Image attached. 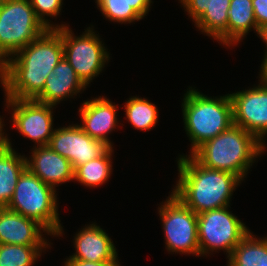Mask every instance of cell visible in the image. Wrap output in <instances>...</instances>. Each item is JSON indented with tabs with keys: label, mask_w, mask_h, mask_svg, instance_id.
<instances>
[{
	"label": "cell",
	"mask_w": 267,
	"mask_h": 266,
	"mask_svg": "<svg viewBox=\"0 0 267 266\" xmlns=\"http://www.w3.org/2000/svg\"><path fill=\"white\" fill-rule=\"evenodd\" d=\"M32 149L31 158L26 157V167L45 184L56 190L59 184L74 179V169L68 159L49 146H35Z\"/></svg>",
	"instance_id": "obj_16"
},
{
	"label": "cell",
	"mask_w": 267,
	"mask_h": 266,
	"mask_svg": "<svg viewBox=\"0 0 267 266\" xmlns=\"http://www.w3.org/2000/svg\"><path fill=\"white\" fill-rule=\"evenodd\" d=\"M233 124L253 134L263 145L267 135V84L229 94Z\"/></svg>",
	"instance_id": "obj_11"
},
{
	"label": "cell",
	"mask_w": 267,
	"mask_h": 266,
	"mask_svg": "<svg viewBox=\"0 0 267 266\" xmlns=\"http://www.w3.org/2000/svg\"><path fill=\"white\" fill-rule=\"evenodd\" d=\"M62 36L63 57L73 67L81 81L88 86L110 59L104 44L92 27L81 36H74L68 26L56 29ZM107 61V62H106Z\"/></svg>",
	"instance_id": "obj_8"
},
{
	"label": "cell",
	"mask_w": 267,
	"mask_h": 266,
	"mask_svg": "<svg viewBox=\"0 0 267 266\" xmlns=\"http://www.w3.org/2000/svg\"><path fill=\"white\" fill-rule=\"evenodd\" d=\"M252 6L257 27L261 29L267 25V0H252Z\"/></svg>",
	"instance_id": "obj_27"
},
{
	"label": "cell",
	"mask_w": 267,
	"mask_h": 266,
	"mask_svg": "<svg viewBox=\"0 0 267 266\" xmlns=\"http://www.w3.org/2000/svg\"><path fill=\"white\" fill-rule=\"evenodd\" d=\"M260 73L259 78L261 79L259 81L267 84V55L264 56V60L262 61Z\"/></svg>",
	"instance_id": "obj_29"
},
{
	"label": "cell",
	"mask_w": 267,
	"mask_h": 266,
	"mask_svg": "<svg viewBox=\"0 0 267 266\" xmlns=\"http://www.w3.org/2000/svg\"><path fill=\"white\" fill-rule=\"evenodd\" d=\"M86 85L63 57L46 78L43 91L34 99L42 104L56 106L67 97L76 96Z\"/></svg>",
	"instance_id": "obj_18"
},
{
	"label": "cell",
	"mask_w": 267,
	"mask_h": 266,
	"mask_svg": "<svg viewBox=\"0 0 267 266\" xmlns=\"http://www.w3.org/2000/svg\"><path fill=\"white\" fill-rule=\"evenodd\" d=\"M196 28L227 47L228 11L231 0H179Z\"/></svg>",
	"instance_id": "obj_13"
},
{
	"label": "cell",
	"mask_w": 267,
	"mask_h": 266,
	"mask_svg": "<svg viewBox=\"0 0 267 266\" xmlns=\"http://www.w3.org/2000/svg\"><path fill=\"white\" fill-rule=\"evenodd\" d=\"M51 235L47 229L32 218L0 208V244H17L27 246H49L43 232Z\"/></svg>",
	"instance_id": "obj_14"
},
{
	"label": "cell",
	"mask_w": 267,
	"mask_h": 266,
	"mask_svg": "<svg viewBox=\"0 0 267 266\" xmlns=\"http://www.w3.org/2000/svg\"><path fill=\"white\" fill-rule=\"evenodd\" d=\"M76 252L68 259L91 262H118V254L113 241L100 226L90 224L74 236Z\"/></svg>",
	"instance_id": "obj_17"
},
{
	"label": "cell",
	"mask_w": 267,
	"mask_h": 266,
	"mask_svg": "<svg viewBox=\"0 0 267 266\" xmlns=\"http://www.w3.org/2000/svg\"><path fill=\"white\" fill-rule=\"evenodd\" d=\"M113 148H109L97 159L84 163L74 169V179L86 187H98L108 181L112 172Z\"/></svg>",
	"instance_id": "obj_23"
},
{
	"label": "cell",
	"mask_w": 267,
	"mask_h": 266,
	"mask_svg": "<svg viewBox=\"0 0 267 266\" xmlns=\"http://www.w3.org/2000/svg\"><path fill=\"white\" fill-rule=\"evenodd\" d=\"M259 33L252 0H231L228 11L227 46L237 44L250 32Z\"/></svg>",
	"instance_id": "obj_20"
},
{
	"label": "cell",
	"mask_w": 267,
	"mask_h": 266,
	"mask_svg": "<svg viewBox=\"0 0 267 266\" xmlns=\"http://www.w3.org/2000/svg\"><path fill=\"white\" fill-rule=\"evenodd\" d=\"M11 107L12 122L20 134L32 140L38 147L48 146L53 134V107L34 99L6 98Z\"/></svg>",
	"instance_id": "obj_10"
},
{
	"label": "cell",
	"mask_w": 267,
	"mask_h": 266,
	"mask_svg": "<svg viewBox=\"0 0 267 266\" xmlns=\"http://www.w3.org/2000/svg\"><path fill=\"white\" fill-rule=\"evenodd\" d=\"M96 3L106 19L130 24L145 17L152 0H96Z\"/></svg>",
	"instance_id": "obj_21"
},
{
	"label": "cell",
	"mask_w": 267,
	"mask_h": 266,
	"mask_svg": "<svg viewBox=\"0 0 267 266\" xmlns=\"http://www.w3.org/2000/svg\"><path fill=\"white\" fill-rule=\"evenodd\" d=\"M265 146L253 134L233 124L201 145L192 156L207 168L230 172L243 181Z\"/></svg>",
	"instance_id": "obj_3"
},
{
	"label": "cell",
	"mask_w": 267,
	"mask_h": 266,
	"mask_svg": "<svg viewBox=\"0 0 267 266\" xmlns=\"http://www.w3.org/2000/svg\"><path fill=\"white\" fill-rule=\"evenodd\" d=\"M258 35L266 43L265 45L267 47V25H265L264 27H262L259 30ZM266 50H267V48H266ZM265 55H267V51L265 52Z\"/></svg>",
	"instance_id": "obj_31"
},
{
	"label": "cell",
	"mask_w": 267,
	"mask_h": 266,
	"mask_svg": "<svg viewBox=\"0 0 267 266\" xmlns=\"http://www.w3.org/2000/svg\"><path fill=\"white\" fill-rule=\"evenodd\" d=\"M159 210L166 249L169 252L200 256L197 214L172 192Z\"/></svg>",
	"instance_id": "obj_9"
},
{
	"label": "cell",
	"mask_w": 267,
	"mask_h": 266,
	"mask_svg": "<svg viewBox=\"0 0 267 266\" xmlns=\"http://www.w3.org/2000/svg\"><path fill=\"white\" fill-rule=\"evenodd\" d=\"M117 109L116 105L102 96L84 101L79 108L82 125L78 126L91 138L101 140L112 148L108 134L117 127Z\"/></svg>",
	"instance_id": "obj_15"
},
{
	"label": "cell",
	"mask_w": 267,
	"mask_h": 266,
	"mask_svg": "<svg viewBox=\"0 0 267 266\" xmlns=\"http://www.w3.org/2000/svg\"><path fill=\"white\" fill-rule=\"evenodd\" d=\"M249 232L228 257V266H267V237Z\"/></svg>",
	"instance_id": "obj_22"
},
{
	"label": "cell",
	"mask_w": 267,
	"mask_h": 266,
	"mask_svg": "<svg viewBox=\"0 0 267 266\" xmlns=\"http://www.w3.org/2000/svg\"><path fill=\"white\" fill-rule=\"evenodd\" d=\"M57 193L27 167L20 174L7 209L32 218L53 236H62L58 212Z\"/></svg>",
	"instance_id": "obj_5"
},
{
	"label": "cell",
	"mask_w": 267,
	"mask_h": 266,
	"mask_svg": "<svg viewBox=\"0 0 267 266\" xmlns=\"http://www.w3.org/2000/svg\"><path fill=\"white\" fill-rule=\"evenodd\" d=\"M48 146L68 159L73 169L97 159L110 148L103 141L91 138L76 124L54 129Z\"/></svg>",
	"instance_id": "obj_12"
},
{
	"label": "cell",
	"mask_w": 267,
	"mask_h": 266,
	"mask_svg": "<svg viewBox=\"0 0 267 266\" xmlns=\"http://www.w3.org/2000/svg\"><path fill=\"white\" fill-rule=\"evenodd\" d=\"M62 58V36L56 29H48L0 66L6 98L35 99Z\"/></svg>",
	"instance_id": "obj_1"
},
{
	"label": "cell",
	"mask_w": 267,
	"mask_h": 266,
	"mask_svg": "<svg viewBox=\"0 0 267 266\" xmlns=\"http://www.w3.org/2000/svg\"><path fill=\"white\" fill-rule=\"evenodd\" d=\"M32 5L34 12L37 17L42 21L44 25H46L49 29H57L62 26H66L64 24L61 25H53L50 24L48 19H45V16L55 17L60 14L62 9L63 0H29ZM56 26V27H55Z\"/></svg>",
	"instance_id": "obj_26"
},
{
	"label": "cell",
	"mask_w": 267,
	"mask_h": 266,
	"mask_svg": "<svg viewBox=\"0 0 267 266\" xmlns=\"http://www.w3.org/2000/svg\"><path fill=\"white\" fill-rule=\"evenodd\" d=\"M48 29L29 0H4L0 8V66Z\"/></svg>",
	"instance_id": "obj_6"
},
{
	"label": "cell",
	"mask_w": 267,
	"mask_h": 266,
	"mask_svg": "<svg viewBox=\"0 0 267 266\" xmlns=\"http://www.w3.org/2000/svg\"><path fill=\"white\" fill-rule=\"evenodd\" d=\"M119 262H91L79 259H66L65 266H120Z\"/></svg>",
	"instance_id": "obj_28"
},
{
	"label": "cell",
	"mask_w": 267,
	"mask_h": 266,
	"mask_svg": "<svg viewBox=\"0 0 267 266\" xmlns=\"http://www.w3.org/2000/svg\"><path fill=\"white\" fill-rule=\"evenodd\" d=\"M126 119L138 130H150L158 122V108L146 98L131 97L124 106Z\"/></svg>",
	"instance_id": "obj_24"
},
{
	"label": "cell",
	"mask_w": 267,
	"mask_h": 266,
	"mask_svg": "<svg viewBox=\"0 0 267 266\" xmlns=\"http://www.w3.org/2000/svg\"><path fill=\"white\" fill-rule=\"evenodd\" d=\"M182 112L185 131L191 141L190 155L233 125L229 94L212 98L189 87L183 98Z\"/></svg>",
	"instance_id": "obj_4"
},
{
	"label": "cell",
	"mask_w": 267,
	"mask_h": 266,
	"mask_svg": "<svg viewBox=\"0 0 267 266\" xmlns=\"http://www.w3.org/2000/svg\"><path fill=\"white\" fill-rule=\"evenodd\" d=\"M4 0H0V8L2 7Z\"/></svg>",
	"instance_id": "obj_32"
},
{
	"label": "cell",
	"mask_w": 267,
	"mask_h": 266,
	"mask_svg": "<svg viewBox=\"0 0 267 266\" xmlns=\"http://www.w3.org/2000/svg\"><path fill=\"white\" fill-rule=\"evenodd\" d=\"M17 154L7 136V144L0 149V208L8 206L17 180L26 168L25 155Z\"/></svg>",
	"instance_id": "obj_19"
},
{
	"label": "cell",
	"mask_w": 267,
	"mask_h": 266,
	"mask_svg": "<svg viewBox=\"0 0 267 266\" xmlns=\"http://www.w3.org/2000/svg\"><path fill=\"white\" fill-rule=\"evenodd\" d=\"M179 178L172 191L196 214L230 206L233 191L241 179L226 171L201 165L192 155L177 159Z\"/></svg>",
	"instance_id": "obj_2"
},
{
	"label": "cell",
	"mask_w": 267,
	"mask_h": 266,
	"mask_svg": "<svg viewBox=\"0 0 267 266\" xmlns=\"http://www.w3.org/2000/svg\"><path fill=\"white\" fill-rule=\"evenodd\" d=\"M46 247L0 244V266H33Z\"/></svg>",
	"instance_id": "obj_25"
},
{
	"label": "cell",
	"mask_w": 267,
	"mask_h": 266,
	"mask_svg": "<svg viewBox=\"0 0 267 266\" xmlns=\"http://www.w3.org/2000/svg\"><path fill=\"white\" fill-rule=\"evenodd\" d=\"M2 118L0 117V149H2L7 144V135L5 136L3 132V123Z\"/></svg>",
	"instance_id": "obj_30"
},
{
	"label": "cell",
	"mask_w": 267,
	"mask_h": 266,
	"mask_svg": "<svg viewBox=\"0 0 267 266\" xmlns=\"http://www.w3.org/2000/svg\"><path fill=\"white\" fill-rule=\"evenodd\" d=\"M226 206L197 214L200 256L223 250L227 258L250 230ZM211 251V252H210Z\"/></svg>",
	"instance_id": "obj_7"
}]
</instances>
